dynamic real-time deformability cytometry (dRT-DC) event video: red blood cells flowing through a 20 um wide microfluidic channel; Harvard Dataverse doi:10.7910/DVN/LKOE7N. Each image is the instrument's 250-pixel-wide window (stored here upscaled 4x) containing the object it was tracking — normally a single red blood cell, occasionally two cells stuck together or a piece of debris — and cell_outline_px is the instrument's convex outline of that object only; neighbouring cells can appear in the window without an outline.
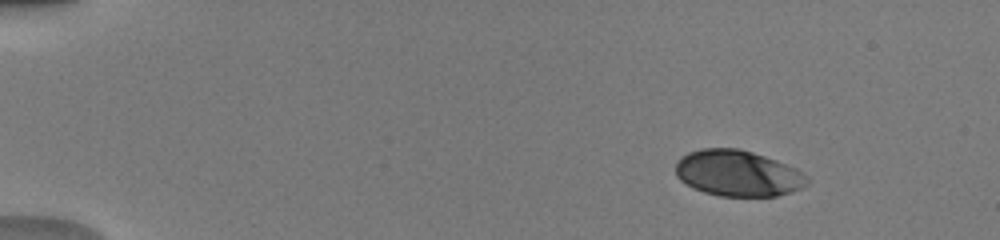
{"species": "human", "species_latin": "Homo sapiens", "temperature_condition": "warm", "stored_images_in_passage": 45, "camera_frame_rate_fps": 3000, "um_per_image_px": 0.085, "donor": {"sex": "male"}, "frame": {"image": 1, "passage_image": 1, "time_ms": 0.0, "image_size_px": [1000, 240], "cell_outline_px": [[808, 184], [800, 188], [776, 196], [720, 196], [704, 192], [692, 188], [680, 180], [676, 176], [676, 160], [680, 156], [688, 152], [700, 148], [736, 148], [752, 152], [776, 160], [796, 168], [808, 176]], "centroid_in_image_um": [62.68, 14.72], "position_along_channel_um": 22.3, "area_um2": 35.37}}
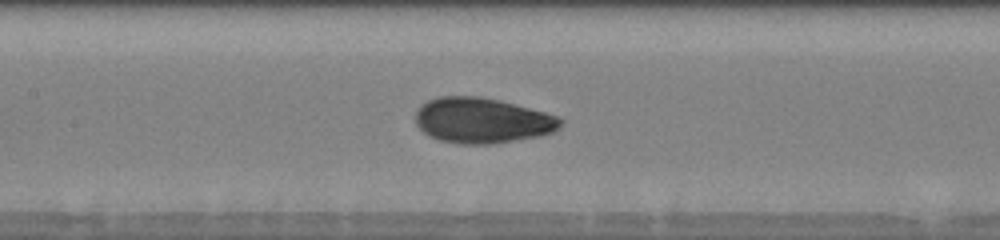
{"frame": {"image": 2, "passage_image": 20, "time_ms": 6.333, "image_size_px": [1000, 240], "cell_outline_px": [[564, 124], [560, 128], [552, 132], [540, 136], [492, 144], [460, 144], [440, 140], [428, 136], [416, 124], [416, 112], [420, 104], [428, 100], [440, 96], [480, 96], [500, 100], [560, 116], [564, 120]], "centroid_in_image_um": [41.01, 10.24], "position_along_channel_um": 166.4, "area_um2": 38.73}}
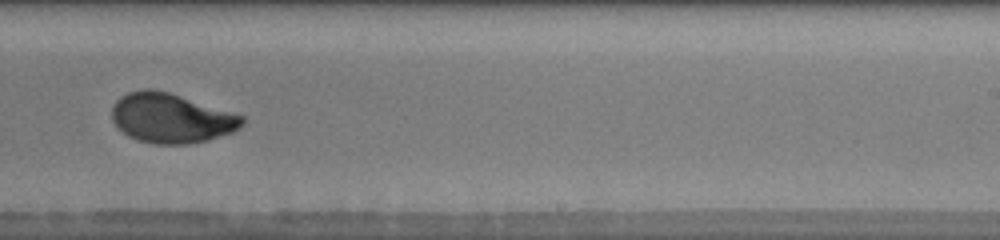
{"frame": {"image": 3, "passage_image": 28, "time_ms": 9.0, "image_size_px": [1000, 240], "cell_outline_px": [[244, 124], [240, 128], [232, 132], [208, 140], [188, 144], [152, 144], [136, 140], [128, 136], [112, 120], [112, 108], [116, 100], [120, 96], [128, 92], [144, 88], [152, 88], [168, 92], [232, 112], [244, 116]], "centroid_in_image_um": [14.54, 10.04], "position_along_channel_um": 274.5, "area_um2": 37.69}, "authors_computed_cell_mechanics": {"area_um2": 37.3388, "velocity_mm_per_s": 4.0646, "shape_relaxation_time_tau1_ms": 3.541, "shape_relaxation_time_tau2_ms": null, "deformation_change_tau1": 0.1767, "deformation_change_tau2": null}}